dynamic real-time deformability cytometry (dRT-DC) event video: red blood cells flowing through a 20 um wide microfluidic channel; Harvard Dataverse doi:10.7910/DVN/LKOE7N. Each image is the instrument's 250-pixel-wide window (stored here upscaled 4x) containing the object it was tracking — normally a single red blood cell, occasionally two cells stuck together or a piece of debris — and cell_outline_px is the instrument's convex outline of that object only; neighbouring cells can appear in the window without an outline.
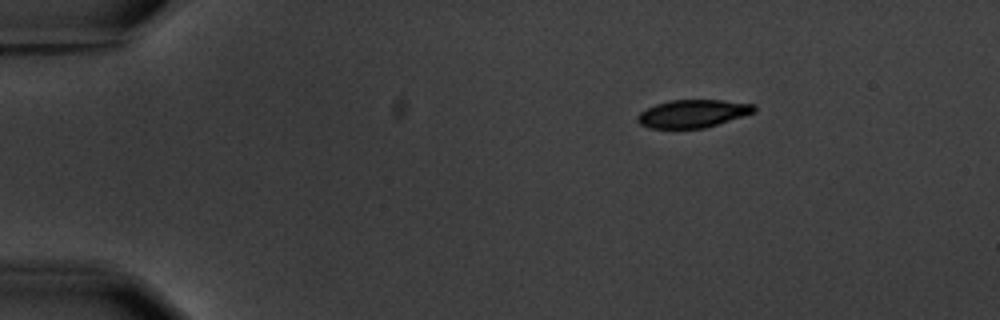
{"species": "common noctule bat (a hibernating species)", "species_latin": "Nyctalus noctula", "temperature_condition": "warm", "stored_images_in_passage": 4, "camera_frame_rate_fps": 3000, "um_per_image_px": 0.085, "animal": {"sex": "male", "body_mass_g": 20.1, "forearm_length_mm": 53.5}, "frame": {"image": 1, "passage_image": 1, "time_ms": 0.0, "image_size_px": [1000, 320], "cell_outline_px": [[756, 112], [704, 128], [648, 128], [640, 124], [636, 120], [636, 116], [640, 112], [656, 104], [672, 100], [724, 100], [756, 104]], "centroid_in_image_um": [58.9, 9.65], "position_along_channel_um": 26.1, "area_um2": 18.96}}
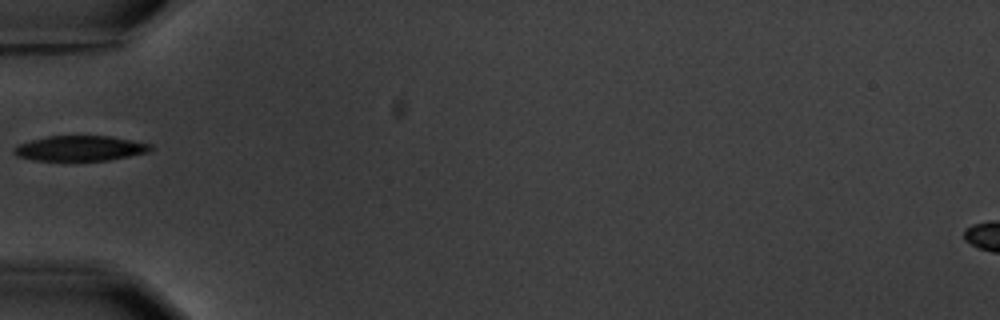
{"frame": {"image": 2, "passage_image": 4, "time_ms": 3.667, "image_size_px": [1000, 320], "cell_outline_px": [[156, 148], [148, 152], [108, 160], [32, 160], [16, 156], [12, 152], [12, 148], [20, 144], [32, 140], [48, 136], [108, 136], [152, 144]], "centroid_in_image_um": [6.8, 12.61], "position_along_channel_um": 78.2, "area_um2": 19.94}}